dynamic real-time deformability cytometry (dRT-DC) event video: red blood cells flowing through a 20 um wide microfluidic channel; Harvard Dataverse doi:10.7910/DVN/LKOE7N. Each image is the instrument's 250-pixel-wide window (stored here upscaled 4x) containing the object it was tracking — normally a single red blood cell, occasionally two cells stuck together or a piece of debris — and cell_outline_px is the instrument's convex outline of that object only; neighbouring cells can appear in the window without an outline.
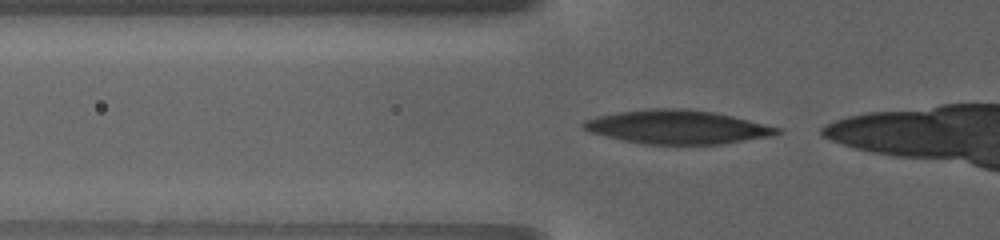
{"species": "human", "species_latin": "Homo sapiens", "temperature_condition": "warm", "stored_images_in_passage": 29, "camera_frame_rate_fps": 3000, "um_per_image_px": 0.085, "donor": {"sex": "female"}, "frame": {"image": 1, "passage_image": 12, "time_ms": 4.667, "image_size_px": [1000, 240], "cell_outline_px": [[780, 132], [772, 136], [720, 144], [644, 144], [624, 140], [588, 132], [580, 124], [584, 120], [600, 116], [620, 112], [656, 108], [688, 108], [712, 112], [732, 116], [780, 128]], "centroid_in_image_um": [57.56, 10.8], "position_along_channel_um": 68.2, "area_um2": 37.63}}
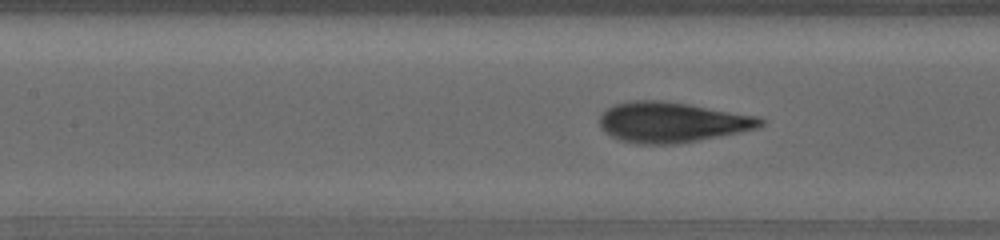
{"frame": {"image": 2, "passage_image": 26, "time_ms": 7.667, "image_size_px": [1000, 240], "cell_outline_px": [[764, 124], [756, 128], [740, 132], [720, 136], [676, 144], [636, 144], [620, 140], [604, 132], [600, 128], [600, 116], [608, 108], [616, 104], [628, 100], [664, 100], [688, 104], [756, 116], [764, 120]], "centroid_in_image_um": [57.07, 10.39], "position_along_channel_um": 150.3, "area_um2": 37.69}}